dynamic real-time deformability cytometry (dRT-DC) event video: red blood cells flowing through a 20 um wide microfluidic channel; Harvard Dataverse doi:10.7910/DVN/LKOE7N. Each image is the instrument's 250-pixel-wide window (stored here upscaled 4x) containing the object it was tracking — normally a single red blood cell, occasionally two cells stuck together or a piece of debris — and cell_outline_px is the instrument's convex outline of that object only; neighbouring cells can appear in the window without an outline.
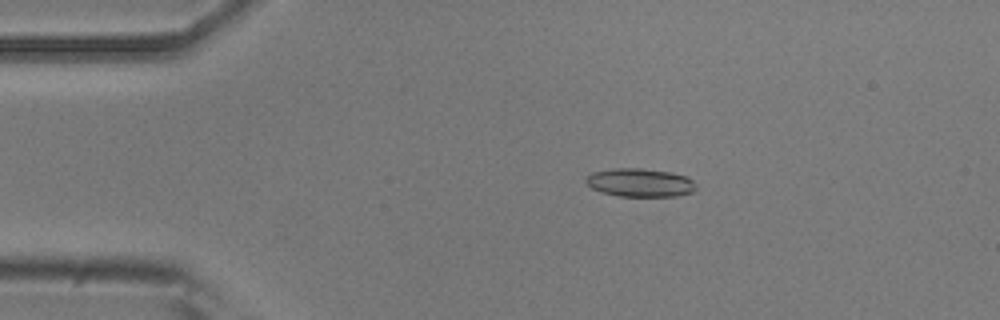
{"species": "common noctule bat (a hibernating species)", "species_latin": "Nyctalus noctula", "temperature_condition": "room temperature", "stored_images_in_passage": 53, "camera_frame_rate_fps": 3000, "um_per_image_px": 0.085, "animal": {"sex": "male", "body_mass_g": 20.5, "forearm_length_mm": 52.5}, "frame": {"image": 1, "passage_image": 10, "time_ms": 3.0, "image_size_px": [1000, 320], "cell_outline_px": [[696, 188], [692, 192], [676, 196], [620, 196], [600, 192], [592, 188], [584, 180], [592, 172], [612, 168], [640, 168], [668, 172], [688, 176], [696, 184]], "centroid_in_image_um": [54.4, 15.52], "position_along_channel_um": 30.6, "area_um2": 18.21}}
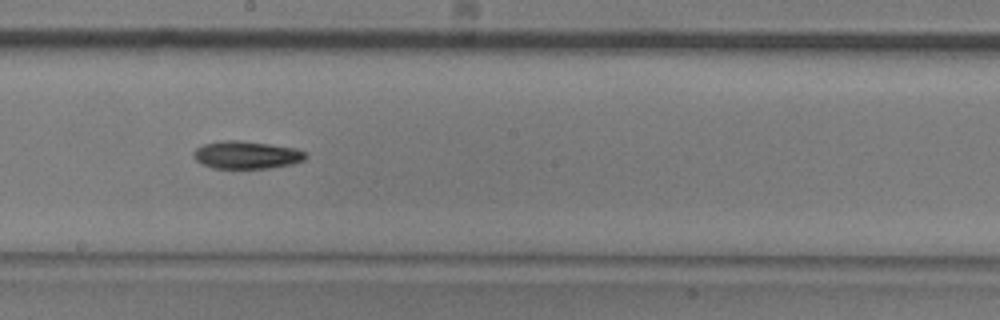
{"frame": {"image": 2, "passage_image": 29, "time_ms": 9.333, "image_size_px": [1000, 320], "cell_outline_px": [[308, 156], [304, 160], [292, 164], [268, 168], [212, 168], [196, 160], [192, 152], [196, 148], [204, 144], [224, 140], [240, 140], [296, 148], [304, 152]], "centroid_in_image_um": [20.96, 13.16], "position_along_channel_um": 227.2, "area_um2": 17.98}}
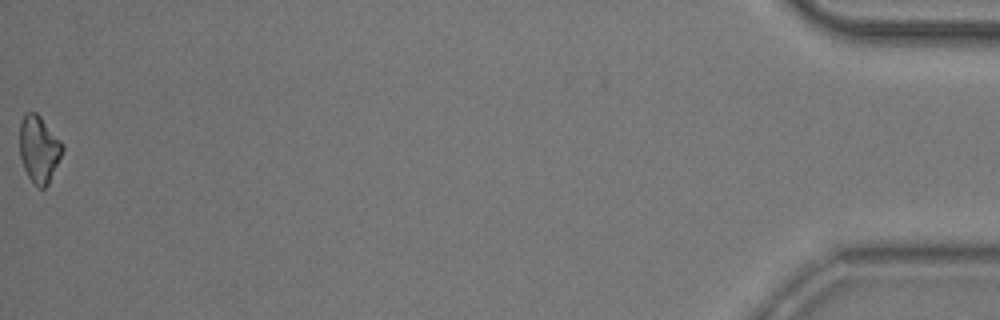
{"frame": {"image": 3, "passage_image": 53, "time_ms": 17.333, "image_size_px": [1000, 320], "cell_outline_px": [[64, 148], [48, 184], [44, 188], [40, 188], [28, 176], [24, 168], [20, 156], [20, 120], [28, 112], [36, 112], [40, 116], [64, 144]], "centroid_in_image_um": [3.31, 12.65], "position_along_channel_um": 431.9, "area_um2": 16.42}, "authors_computed_cell_mechanics": {"area_um2": 17.7446, "velocity_mm_per_s": 3.8298, "shape_relaxation_time_tau1_ms": 8.3274, "shape_relaxation_time_tau2_ms": null, "deformation_change_tau1": 0.1633, "deformation_change_tau2": null}}